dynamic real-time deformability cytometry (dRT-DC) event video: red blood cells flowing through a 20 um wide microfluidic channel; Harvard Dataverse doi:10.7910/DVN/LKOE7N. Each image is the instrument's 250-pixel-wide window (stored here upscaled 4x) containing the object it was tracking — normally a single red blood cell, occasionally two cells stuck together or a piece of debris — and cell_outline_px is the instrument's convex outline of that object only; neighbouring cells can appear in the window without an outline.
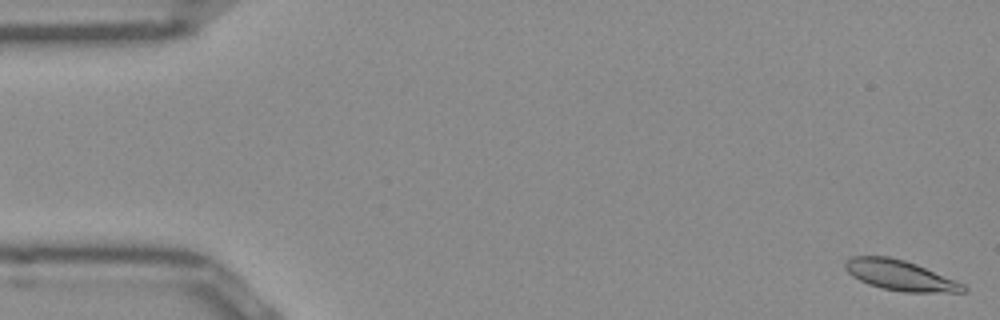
{"species": "Egyptian fruit bat (a non-hibernating species)", "species_latin": "Rousettus aegyptiacus", "temperature_condition": "room temperature", "stored_images_in_passage": 51, "camera_frame_rate_fps": 3000, "um_per_image_px": 0.085, "frame": {"image": 1, "passage_image": 1, "time_ms": 0.0, "image_size_px": [1000, 320], "cell_outline_px": [[968, 288], [964, 292], [904, 292], [884, 288], [868, 284], [852, 276], [844, 268], [844, 260], [852, 256], [888, 256], [904, 260], [916, 264], [964, 284]], "centroid_in_image_um": [76.47, 23.39], "position_along_channel_um": 8.5, "area_um2": 20.69}}
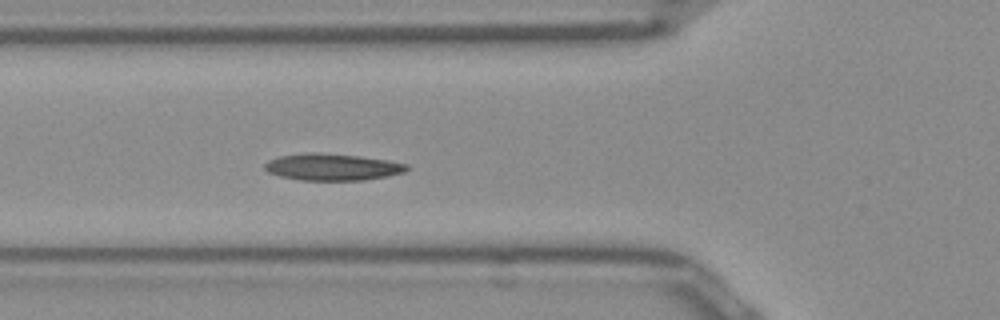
{"frame": {"image": 2, "passage_image": 18, "time_ms": 5.667, "image_size_px": [1000, 320], "cell_outline_px": [[408, 168], [404, 172], [388, 176], [364, 180], [300, 180], [280, 176], [268, 172], [264, 168], [264, 164], [268, 160], [280, 156], [312, 152], [360, 156], [388, 160], [408, 164]], "centroid_in_image_um": [28.25, 14.2], "position_along_channel_um": 97.6, "area_um2": 22.08}}
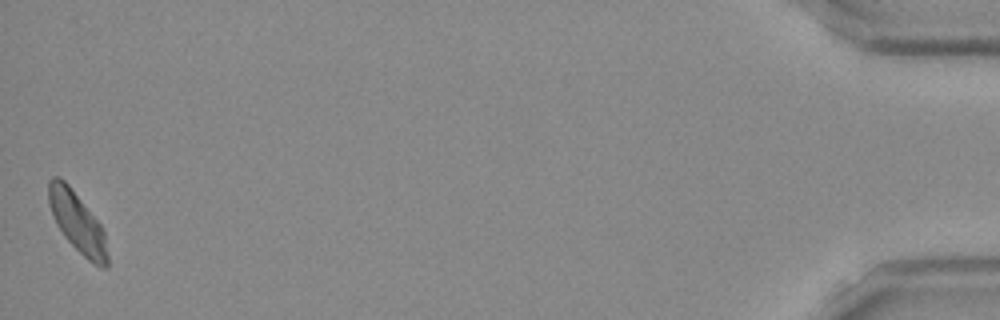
{"frame": {"image": 3, "passage_image": 51, "time_ms": 16.667, "image_size_px": [1000, 320], "cell_outline_px": [[108, 268], [100, 268], [92, 264], [64, 236], [56, 224], [48, 204], [48, 180], [52, 176], [60, 176], [68, 184], [100, 224], [104, 232], [108, 256]], "centroid_in_image_um": [6.56, 18.9], "position_along_channel_um": 428.6, "area_um2": 20.58}, "authors_computed_cell_mechanics": {"area_um2": 20.8658, "velocity_mm_per_s": 3.9023, "shape_relaxation_time_tau1_ms": null, "shape_relaxation_time_tau2_ms": 3.7633, "deformation_change_tau1": null, "deformation_change_tau2": 0.1033}}